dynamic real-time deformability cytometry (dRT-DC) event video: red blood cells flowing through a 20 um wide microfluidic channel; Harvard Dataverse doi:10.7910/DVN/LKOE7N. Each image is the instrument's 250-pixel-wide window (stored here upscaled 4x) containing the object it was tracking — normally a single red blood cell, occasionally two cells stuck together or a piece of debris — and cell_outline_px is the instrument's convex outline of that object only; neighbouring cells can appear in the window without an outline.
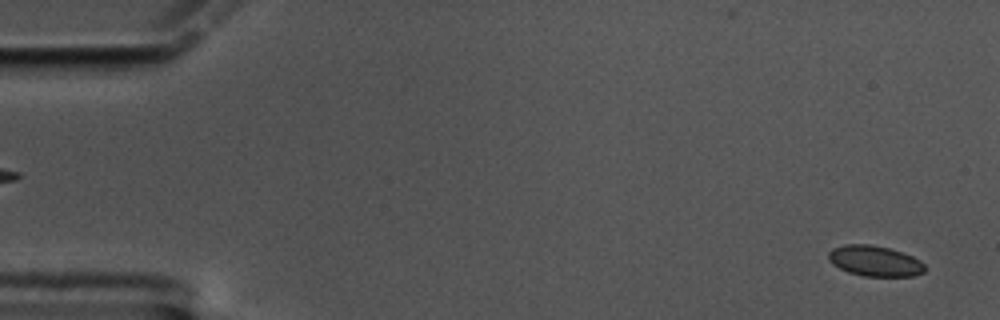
{"species": "common noctule bat (a hibernating species)", "species_latin": "Nyctalus noctula", "temperature_condition": "cold", "stored_images_in_passage": 60, "camera_frame_rate_fps": 3000, "um_per_image_px": 0.085, "animal": {"sex": "male", "body_mass_g": 17.5, "forearm_length_mm": 52.3}, "frame": {"image": 1, "passage_image": 2, "time_ms": 0.333, "image_size_px": [1000, 320], "cell_outline_px": [[924, 272], [912, 276], [864, 276], [848, 272], [832, 264], [828, 260], [828, 252], [832, 248], [844, 244], [872, 244], [904, 252], [920, 260], [924, 264]], "centroid_in_image_um": [74.33, 22.17], "position_along_channel_um": 10.7, "area_um2": 17.28}}
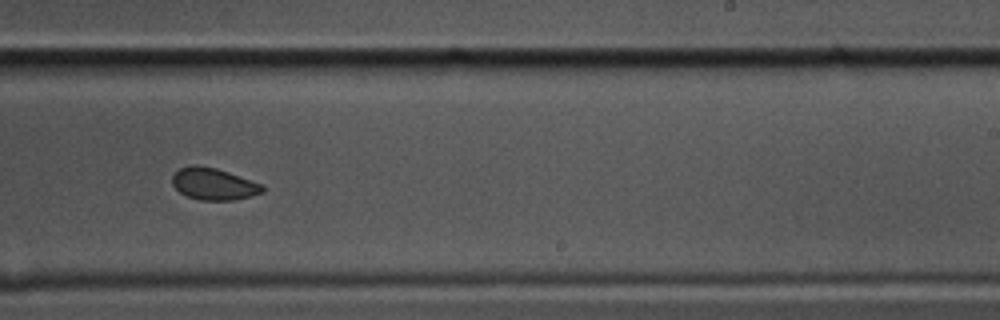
{"frame": {"image": 2, "passage_image": 37, "time_ms": 12.0, "image_size_px": [1000, 320], "cell_outline_px": [[264, 192], [252, 196], [236, 200], [200, 200], [188, 196], [180, 192], [172, 184], [172, 176], [180, 168], [216, 168], [264, 184]], "centroid_in_image_um": [18.24, 15.69], "position_along_channel_um": 270.8, "area_um2": 16.3}}
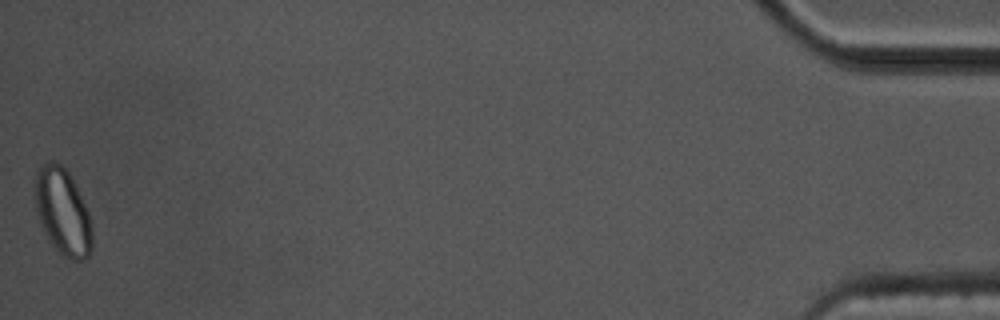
{"frame": {"image": 3, "passage_image": 60, "time_ms": 19.667, "image_size_px": [1000, 320], "cell_outline_px": [[92, 248], [88, 256], [84, 260], [72, 260], [64, 256], [48, 240], [40, 224], [36, 212], [36, 168], [52, 160], [60, 164], [68, 172], [88, 212], [92, 224]], "centroid_in_image_um": [5.33, 18.03], "position_along_channel_um": 429.9, "area_um2": 28.5}, "authors_computed_cell_mechanics": {"area_um2": 17.34, "velocity_mm_per_s": 3.3184, "shape_relaxation_time_tau1_ms": 8.6549, "shape_relaxation_time_tau2_ms": 2.3646, "deformation_change_tau1": 0.0769, "deformation_change_tau2": 0.0613}}